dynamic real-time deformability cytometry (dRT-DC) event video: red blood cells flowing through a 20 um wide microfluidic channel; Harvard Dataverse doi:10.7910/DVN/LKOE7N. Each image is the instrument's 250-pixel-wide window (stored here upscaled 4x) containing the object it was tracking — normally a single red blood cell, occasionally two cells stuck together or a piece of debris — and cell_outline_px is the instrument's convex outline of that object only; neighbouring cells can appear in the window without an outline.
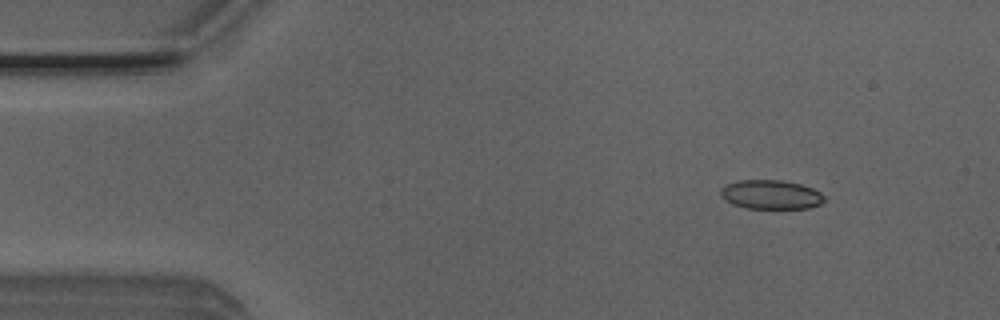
{"species": "Egyptian fruit bat (a non-hibernating species)", "species_latin": "Rousettus aegyptiacus", "temperature_condition": "room temperature", "stored_images_in_passage": 6, "camera_frame_rate_fps": 3000, "um_per_image_px": 0.085, "animal": {"sex": "male"}, "frame": {"image": 1, "passage_image": 2, "time_ms": 0.333, "image_size_px": [1000, 320], "cell_outline_px": [[824, 200], [820, 204], [808, 208], [748, 208], [732, 204], [724, 200], [720, 196], [720, 188], [728, 184], [740, 180], [780, 180], [800, 184], [812, 188], [820, 192], [824, 196]], "centroid_in_image_um": [65.5, 16.54], "position_along_channel_um": 19.5, "area_um2": 17.51}}
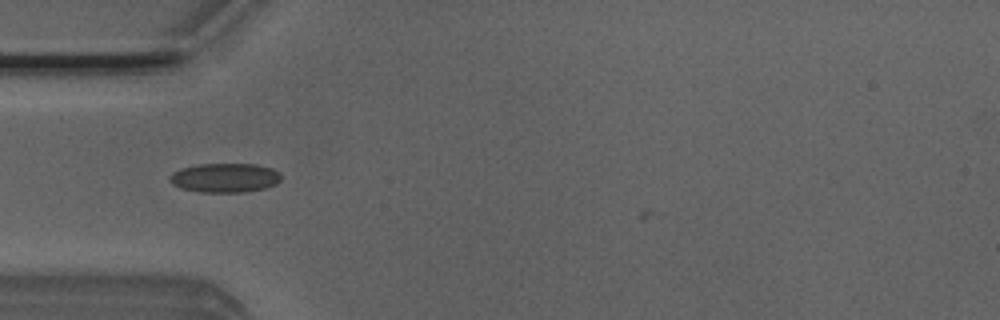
{"frame": {"image": 2, "passage_image": 5, "time_ms": 1.333, "image_size_px": [1000, 320], "cell_outline_px": [[280, 180], [276, 184], [264, 188], [244, 192], [200, 192], [180, 188], [172, 184], [168, 180], [168, 176], [172, 172], [180, 168], [200, 164], [256, 164], [272, 168], [280, 172]], "centroid_in_image_um": [19.08, 15.11], "position_along_channel_um": 65.9, "area_um2": 19.13}}